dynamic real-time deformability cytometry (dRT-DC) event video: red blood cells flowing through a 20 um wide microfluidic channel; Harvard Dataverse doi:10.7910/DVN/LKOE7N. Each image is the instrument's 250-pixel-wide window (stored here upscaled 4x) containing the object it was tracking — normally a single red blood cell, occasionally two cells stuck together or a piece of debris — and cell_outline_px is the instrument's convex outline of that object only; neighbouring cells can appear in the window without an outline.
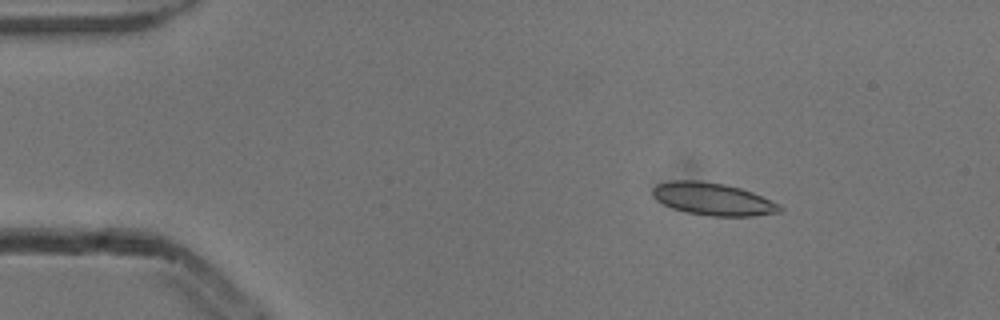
{"species": "common noctule bat (a hibernating species)", "species_latin": "Nyctalus noctula", "temperature_condition": "cold", "stored_images_in_passage": 4, "camera_frame_rate_fps": 3000, "um_per_image_px": 0.085, "animal": {"sex": "male", "body_mass_g": 13.3}, "frame": {"image": 1, "passage_image": 3, "time_ms": 0.667, "image_size_px": [1000, 320], "cell_outline_px": [[784, 208], [780, 212], [752, 216], [708, 216], [688, 212], [672, 208], [656, 200], [652, 196], [652, 188], [656, 184], [672, 180], [696, 180], [724, 184], [740, 188], [752, 192], [780, 204]], "centroid_in_image_um": [60.58, 16.92], "position_along_channel_um": 24.4, "area_um2": 24.1}}